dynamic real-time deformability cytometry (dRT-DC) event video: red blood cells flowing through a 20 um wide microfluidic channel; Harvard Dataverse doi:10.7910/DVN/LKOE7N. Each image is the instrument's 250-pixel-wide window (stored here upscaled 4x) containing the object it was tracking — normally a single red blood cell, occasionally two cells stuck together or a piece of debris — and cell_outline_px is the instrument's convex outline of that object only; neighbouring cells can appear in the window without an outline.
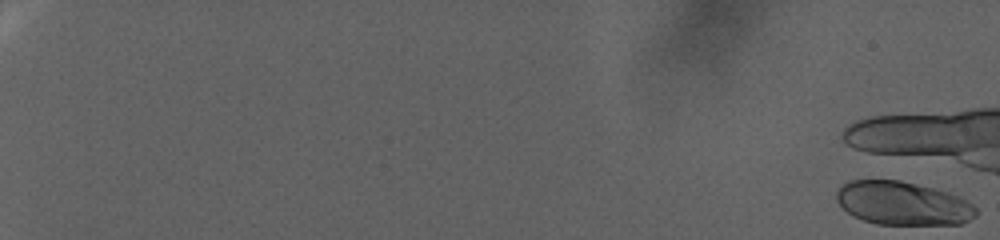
{"species": "human", "species_latin": "Homo sapiens", "temperature_condition": "warm", "stored_images_in_passage": 9, "camera_frame_rate_fps": 3000, "um_per_image_px": 0.085, "donor": {"sex": "female"}, "frame": {"image": 1, "passage_image": 1, "time_ms": 0.0, "image_size_px": [1000, 240], "cell_outline_px": [[976, 216], [960, 224], [876, 224], [852, 216], [836, 200], [836, 192], [848, 180], [900, 180], [948, 192], [960, 196], [972, 204], [976, 208]], "centroid_in_image_um": [76.73, 17.28], "position_along_channel_um": 8.3, "area_um2": 35.2}}